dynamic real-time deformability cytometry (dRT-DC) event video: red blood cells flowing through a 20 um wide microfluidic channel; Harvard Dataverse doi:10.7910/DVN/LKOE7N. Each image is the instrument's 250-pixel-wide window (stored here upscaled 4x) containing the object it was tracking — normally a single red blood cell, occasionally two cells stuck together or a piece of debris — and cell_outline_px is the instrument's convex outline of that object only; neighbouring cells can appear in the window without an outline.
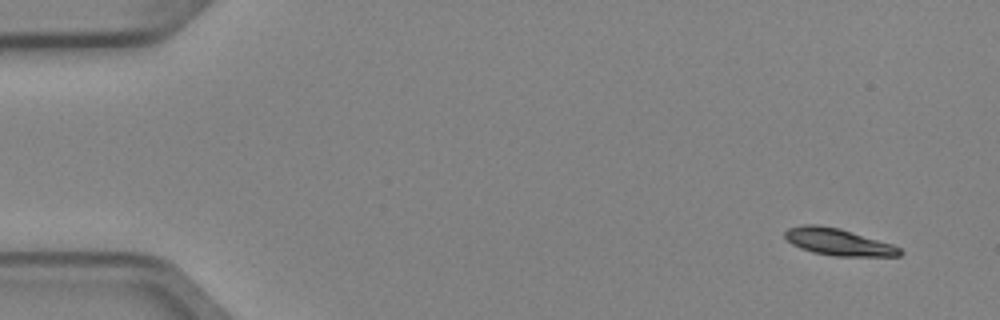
{"species": "Egyptian fruit bat (a non-hibernating species)", "species_latin": "Rousettus aegyptiacus", "temperature_condition": "cold", "stored_images_in_passage": 7, "camera_frame_rate_fps": 3000, "um_per_image_px": 0.085, "animal": {"sex": "female"}, "frame": {"image": 1, "passage_image": 1, "time_ms": 0.0, "image_size_px": [1000, 320], "cell_outline_px": [[904, 252], [900, 256], [836, 256], [812, 252], [800, 248], [792, 244], [784, 236], [784, 232], [788, 228], [804, 224], [816, 224], [840, 228], [892, 244], [900, 248]], "centroid_in_image_um": [71.25, 20.56], "position_along_channel_um": 13.8, "area_um2": 18.03}}
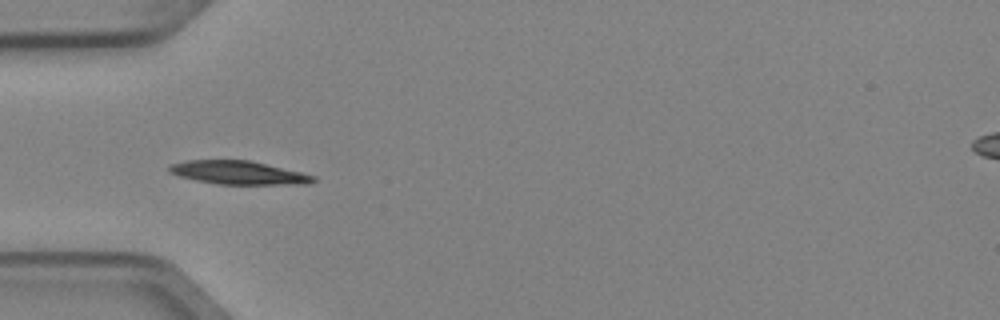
{"frame": {"image": 2, "passage_image": 4, "time_ms": 1.0, "image_size_px": [1000, 320], "cell_outline_px": [[316, 180], [312, 184], [216, 184], [196, 180], [180, 176], [168, 172], [168, 168], [172, 164], [184, 160], [248, 160], [300, 172], [316, 176]], "centroid_in_image_um": [20.26, 14.68], "position_along_channel_um": 64.7, "area_um2": 19.54}}
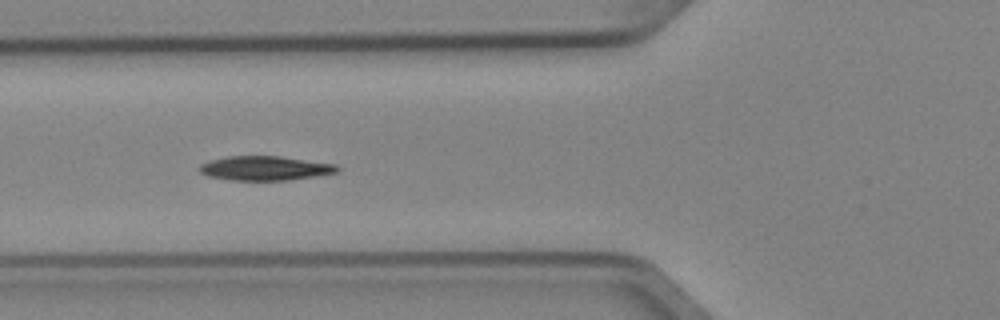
{"frame": {"image": 3, "passage_image": 5, "time_ms": 1.333, "image_size_px": [1000, 320], "cell_outline_px": [[340, 172], [316, 176], [288, 180], [232, 180], [208, 176], [200, 172], [200, 164], [212, 160], [228, 156], [280, 156], [336, 164], [340, 168]], "centroid_in_image_um": [22.58, 14.3], "position_along_channel_um": 103.2, "area_um2": 19.48}}